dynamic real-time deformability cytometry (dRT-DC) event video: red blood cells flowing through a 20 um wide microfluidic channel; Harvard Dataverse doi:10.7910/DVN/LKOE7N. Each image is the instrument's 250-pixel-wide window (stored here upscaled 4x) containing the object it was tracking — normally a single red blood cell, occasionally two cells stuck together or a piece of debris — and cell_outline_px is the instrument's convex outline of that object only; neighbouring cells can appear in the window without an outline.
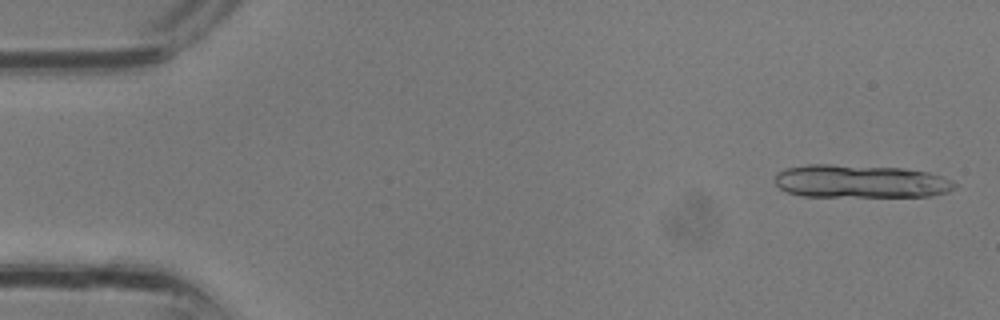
{"species": "common noctule bat (a hibernating species)", "species_latin": "Nyctalus noctula", "temperature_condition": "room temperature", "stored_images_in_passage": 16, "camera_frame_rate_fps": 3000, "um_per_image_px": 0.085, "animal": {"sex": "male", "body_mass_g": 13.3}, "frame": {"image": 1, "passage_image": 1, "time_ms": 0.0, "image_size_px": [1000, 320], "cell_outline_px": [[956, 188], [948, 192], [932, 196], [800, 196], [788, 192], [780, 188], [772, 180], [776, 172], [784, 168], [808, 164], [832, 164], [904, 168], [928, 172], [952, 180], [956, 184]], "centroid_in_image_um": [73.1, 15.41], "position_along_channel_um": 11.9, "area_um2": 35.03}}